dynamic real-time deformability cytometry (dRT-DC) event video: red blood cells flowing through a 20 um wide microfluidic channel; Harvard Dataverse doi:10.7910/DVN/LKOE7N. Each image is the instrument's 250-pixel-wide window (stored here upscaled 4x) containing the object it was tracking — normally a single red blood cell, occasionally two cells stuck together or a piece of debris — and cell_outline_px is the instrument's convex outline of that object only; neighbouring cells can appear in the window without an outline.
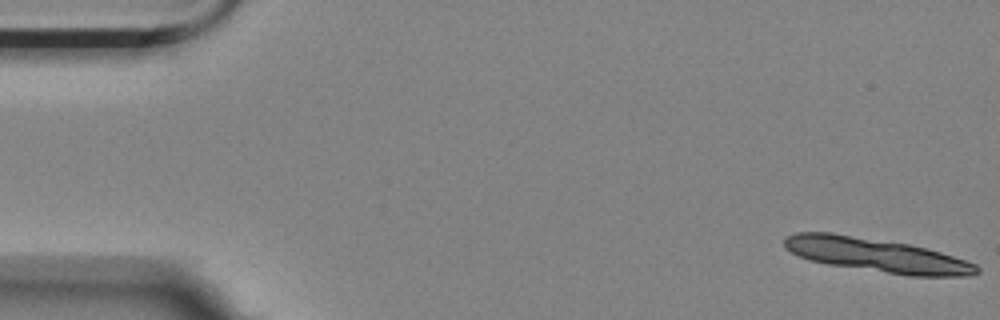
{"species": "Egyptian fruit bat (a non-hibernating species)", "species_latin": "Rousettus aegyptiacus", "temperature_condition": "room temperature", "stored_images_in_passage": 12, "camera_frame_rate_fps": 3000, "um_per_image_px": 0.085, "animal": {"sex": "female"}, "frame": {"image": 1, "passage_image": 1, "time_ms": 0.0, "image_size_px": [1000, 320], "cell_outline_px": [[980, 272], [972, 276], [908, 276], [828, 264], [812, 260], [800, 256], [784, 248], [784, 240], [788, 236], [796, 232], [832, 232], [908, 244], [940, 252], [976, 264], [980, 268]], "centroid_in_image_um": [74.52, 21.69], "position_along_channel_um": 10.5, "area_um2": 37.74}}